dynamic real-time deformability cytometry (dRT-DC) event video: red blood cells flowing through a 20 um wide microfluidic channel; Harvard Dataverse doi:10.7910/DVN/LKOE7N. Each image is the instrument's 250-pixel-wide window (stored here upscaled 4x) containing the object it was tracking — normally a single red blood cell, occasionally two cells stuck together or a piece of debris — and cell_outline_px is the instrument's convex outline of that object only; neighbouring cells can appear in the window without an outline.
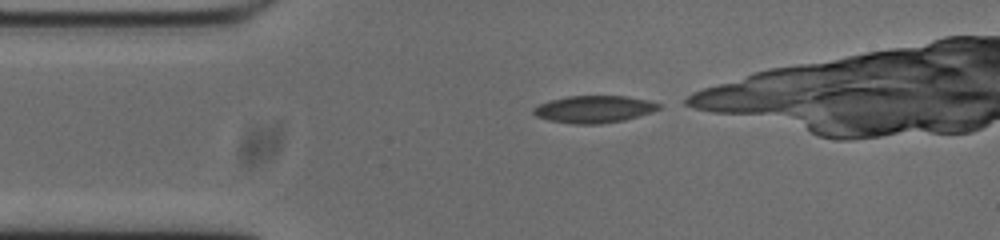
{"species": "common noctule bat (a hibernating species)", "species_latin": "Nyctalus noctula", "temperature_condition": "cold", "stored_images_in_passage": 12, "camera_frame_rate_fps": 3000, "um_per_image_px": 0.085, "animal": {"sex": "male", "body_mass_g": 20.0, "forearm_length_mm": 53.3}, "frame": {"image": 1, "passage_image": 1, "time_ms": 0.0, "image_size_px": [1000, 240], "cell_outline_px": [[660, 108], [652, 112], [624, 120], [600, 124], [572, 124], [548, 120], [536, 116], [532, 112], [532, 108], [536, 104], [568, 96], [628, 96], [648, 100], [660, 104]], "centroid_in_image_um": [50.46, 9.28], "position_along_channel_um": 34.5, "area_um2": 19.94}}
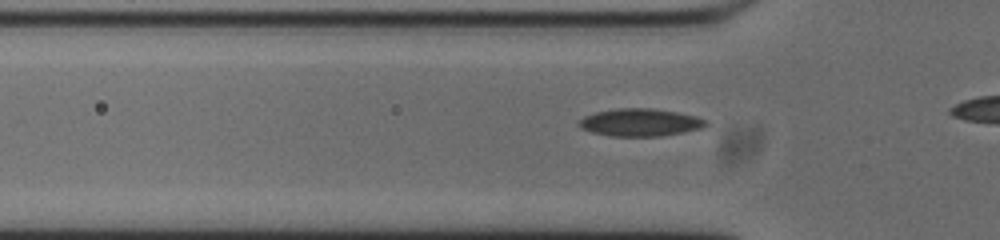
{"frame": {"image": 2, "passage_image": 6, "time_ms": 1.667, "image_size_px": [1000, 240], "cell_outline_px": [[708, 124], [704, 128], [660, 136], [612, 136], [592, 132], [580, 128], [576, 124], [584, 116], [596, 112], [620, 108], [652, 108], [676, 112], [696, 116], [708, 120]], "centroid_in_image_um": [54.43, 10.4], "position_along_channel_um": 71.4, "area_um2": 20.4}}
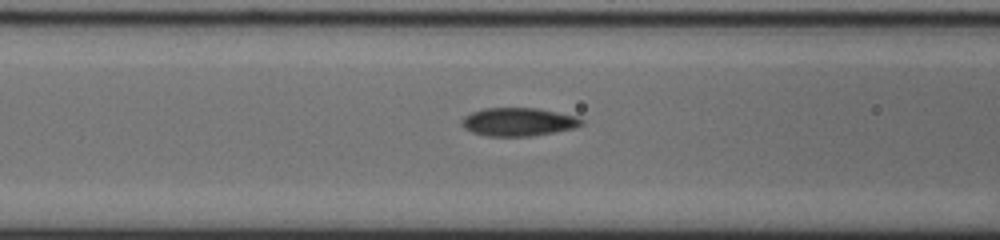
{"frame": {"image": 3, "passage_image": 10, "time_ms": 3.0, "image_size_px": [1000, 240], "cell_outline_px": [[584, 124], [576, 128], [532, 136], [488, 136], [472, 132], [464, 128], [460, 124], [460, 120], [464, 116], [472, 112], [484, 108], [536, 108], [576, 116], [584, 120]], "centroid_in_image_um": [44.05, 10.36], "position_along_channel_um": 122.5, "area_um2": 19.83}}